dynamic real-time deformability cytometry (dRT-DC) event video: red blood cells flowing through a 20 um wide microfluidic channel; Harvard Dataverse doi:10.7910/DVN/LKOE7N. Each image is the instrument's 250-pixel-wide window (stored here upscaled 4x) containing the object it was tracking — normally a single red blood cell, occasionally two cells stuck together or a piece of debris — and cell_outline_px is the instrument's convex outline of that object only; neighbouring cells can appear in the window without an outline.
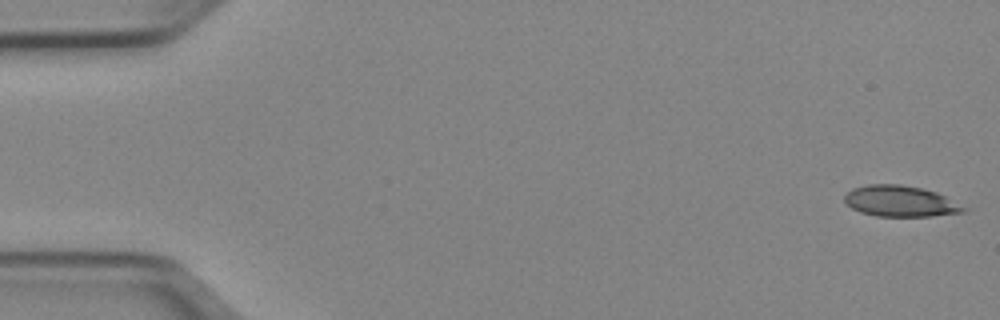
{"species": "Egyptian fruit bat (a non-hibernating species)", "species_latin": "Rousettus aegyptiacus", "temperature_condition": "cold", "stored_images_in_passage": 51, "camera_frame_rate_fps": 3000, "um_per_image_px": 0.085, "animal": {"sex": "female"}, "frame": {"image": 1, "passage_image": 1, "time_ms": 0.0, "image_size_px": [1000, 320], "cell_outline_px": [[968, 208], [964, 212], [932, 216], [876, 216], [860, 212], [852, 208], [844, 200], [844, 196], [852, 188], [868, 184], [900, 184], [920, 188], [936, 192]], "centroid_in_image_um": [76.52, 17.1], "position_along_channel_um": 8.5, "area_um2": 21.39}}
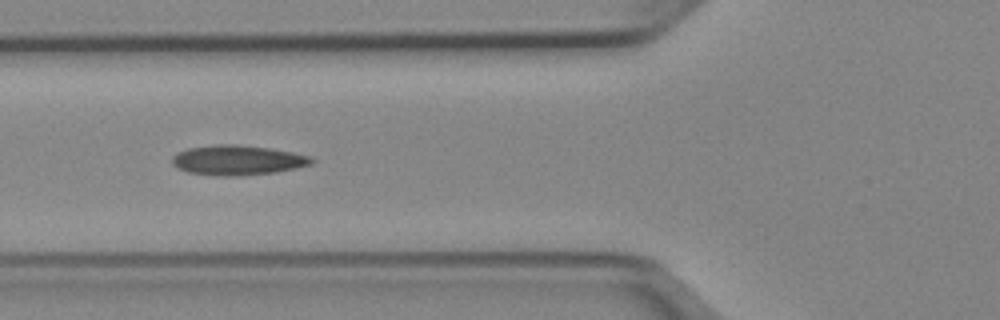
{"frame": {"image": 2, "passage_image": 19, "time_ms": 6.0, "image_size_px": [1000, 320], "cell_outline_px": [[316, 160], [312, 164], [296, 168], [276, 172], [240, 176], [220, 176], [188, 172], [176, 168], [172, 164], [172, 156], [176, 152], [188, 148], [220, 144], [232, 144], [268, 148], [292, 152], [312, 156]], "centroid_in_image_um": [20.19, 13.62], "position_along_channel_um": 105.6, "area_um2": 24.39}}
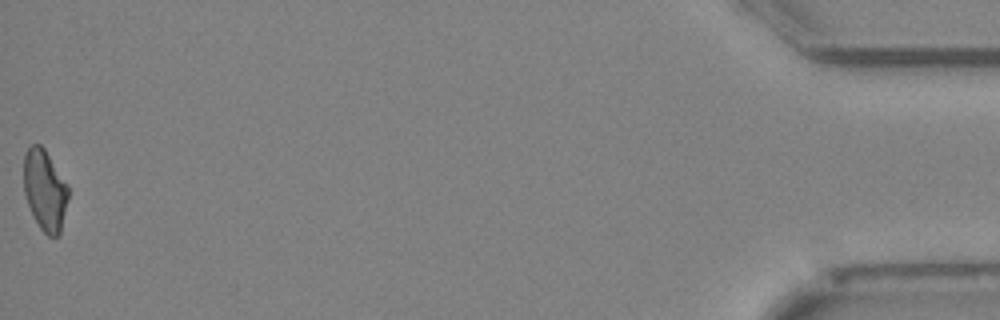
{"frame": {"image": 3, "passage_image": 51, "time_ms": 16.667, "image_size_px": [1000, 320], "cell_outline_px": [[68, 196], [60, 232], [56, 236], [48, 236], [40, 228], [28, 204], [24, 192], [24, 152], [32, 144], [40, 144], [44, 148], [68, 184]], "centroid_in_image_um": [3.81, 16.12], "position_along_channel_um": 431.4, "area_um2": 20.75}, "authors_computed_cell_mechanics": {"area_um2": 22.253, "velocity_mm_per_s": 3.9677, "shape_relaxation_time_tau1_ms": null, "shape_relaxation_time_tau2_ms": 2.1592, "deformation_change_tau1": null, "deformation_change_tau2": 0.0858}}